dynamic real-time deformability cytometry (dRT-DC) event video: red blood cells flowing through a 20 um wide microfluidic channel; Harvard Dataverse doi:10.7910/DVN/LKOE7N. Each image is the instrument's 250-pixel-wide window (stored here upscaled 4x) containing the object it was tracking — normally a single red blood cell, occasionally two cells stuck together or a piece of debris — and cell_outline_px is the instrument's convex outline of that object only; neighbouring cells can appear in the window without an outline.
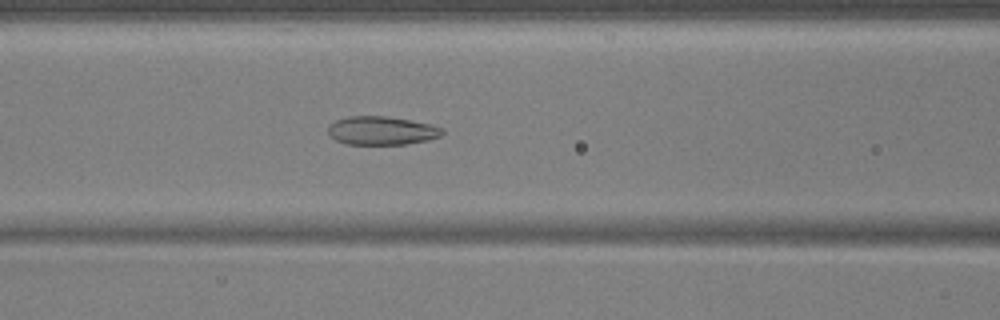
{"species": "common noctule bat (a hibernating species)", "species_latin": "Nyctalus noctula", "temperature_condition": "warm", "stored_images_in_passage": 51, "camera_frame_rate_fps": 3000, "um_per_image_px": 0.085, "animal": {"sex": "male", "body_mass_g": 17.9, "forearm_length_mm": 54.2}, "frame": {"image": 1, "passage_image": 20, "time_ms": 6.333, "image_size_px": [1000, 320], "cell_outline_px": [[444, 132], [440, 136], [428, 140], [404, 144], [344, 144], [328, 136], [328, 124], [336, 120], [348, 116], [388, 116], [432, 124], [444, 128]], "centroid_in_image_um": [32.42, 11.1], "position_along_channel_um": 134.2, "area_um2": 19.19}}
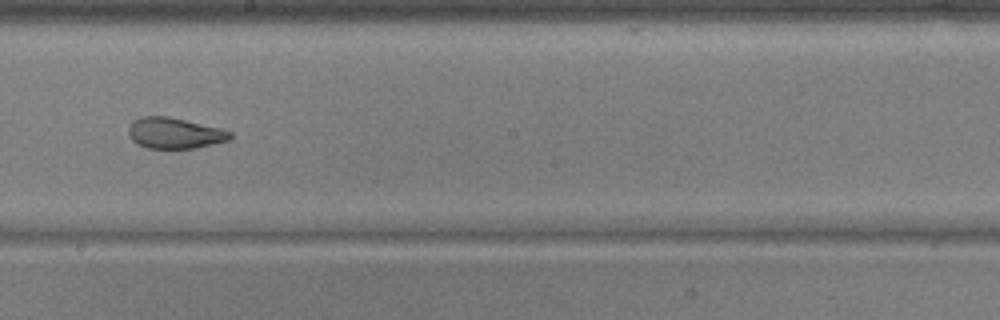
{"frame": {"image": 2, "passage_image": 28, "time_ms": 9.0, "image_size_px": [1000, 320], "cell_outline_px": [[232, 136], [228, 140], [196, 148], [148, 148], [136, 144], [128, 136], [128, 128], [132, 120], [140, 116], [168, 116], [224, 128], [232, 132]], "centroid_in_image_um": [14.83, 11.3], "position_along_channel_um": 233.4, "area_um2": 18.61}}
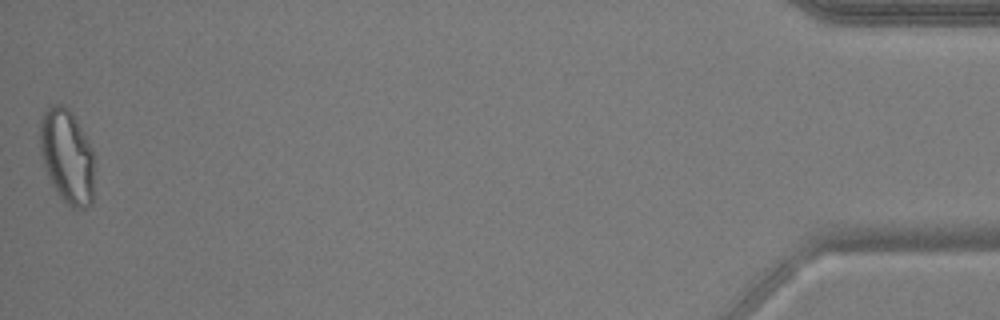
{"frame": {"image": 3, "passage_image": 51, "time_ms": 16.667, "image_size_px": [1000, 320], "cell_outline_px": [[92, 204], [84, 208], [72, 208], [60, 196], [52, 184], [48, 176], [40, 152], [40, 124], [44, 112], [52, 104], [60, 104], [68, 108], [72, 112], [92, 148]], "centroid_in_image_um": [5.68, 13.26], "position_along_channel_um": 429.5, "area_um2": 29.36}, "authors_computed_cell_mechanics": {"area_um2": 22.253, "velocity_mm_per_s": 3.723, "shape_relaxation_time_tau1_ms": null, "shape_relaxation_time_tau2_ms": 1.3182, "deformation_change_tau1": null, "deformation_change_tau2": 0.0734}}